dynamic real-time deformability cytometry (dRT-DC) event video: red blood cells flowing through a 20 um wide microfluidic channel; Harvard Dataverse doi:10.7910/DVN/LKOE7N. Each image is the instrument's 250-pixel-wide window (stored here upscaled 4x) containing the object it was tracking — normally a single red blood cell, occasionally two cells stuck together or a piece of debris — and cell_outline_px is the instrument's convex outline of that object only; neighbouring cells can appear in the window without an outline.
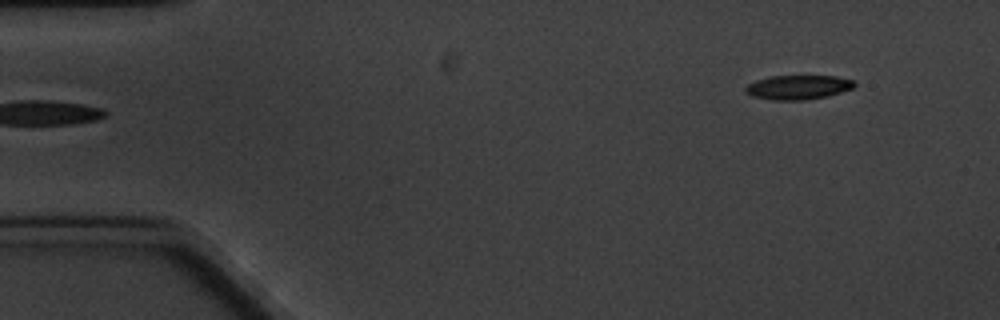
{"species": "common noctule bat (a hibernating species)", "species_latin": "Nyctalus noctula", "temperature_condition": "cold", "stored_images_in_passage": 6, "segment_of_instrument_passage": [2, 2], "camera_frame_rate_fps": 3000, "um_per_image_px": 0.085, "animal": {"sex": "male", "body_mass_g": 20.1, "forearm_length_mm": 53.5}, "frame": {"image": 1, "passage_image": 6, "time_ms": 6.333, "image_size_px": [1000, 320], "cell_outline_px": [[856, 84], [852, 88], [828, 96], [804, 100], [772, 100], [752, 96], [744, 92], [744, 88], [748, 84], [756, 80], [772, 76], [836, 76], [856, 80]], "centroid_in_image_um": [67.84, 7.41], "position_along_channel_um": 17.2, "area_um2": 15.49}}